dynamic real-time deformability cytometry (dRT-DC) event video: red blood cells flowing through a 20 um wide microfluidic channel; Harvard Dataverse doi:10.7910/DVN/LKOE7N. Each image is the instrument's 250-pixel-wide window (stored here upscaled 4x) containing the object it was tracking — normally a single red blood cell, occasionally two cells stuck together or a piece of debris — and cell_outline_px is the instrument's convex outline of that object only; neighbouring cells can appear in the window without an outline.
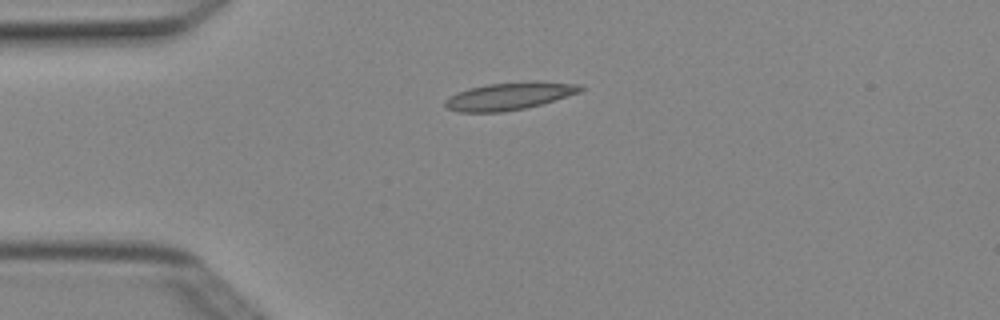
{"species": "Egyptian fruit bat (a non-hibernating species)", "species_latin": "Rousettus aegyptiacus", "temperature_condition": "cold", "stored_images_in_passage": 5, "camera_frame_rate_fps": 3000, "um_per_image_px": 0.085, "animal": {"sex": "female"}, "frame": {"image": 1, "passage_image": 2, "time_ms": 0.333, "image_size_px": [1000, 320], "cell_outline_px": [[584, 88], [580, 92], [540, 104], [524, 108], [504, 112], [460, 112], [448, 108], [444, 104], [444, 100], [456, 92], [468, 88], [488, 84], [532, 80], [536, 80], [580, 84]], "centroid_in_image_um": [43.29, 8.15], "position_along_channel_um": 41.7, "area_um2": 21.79}}
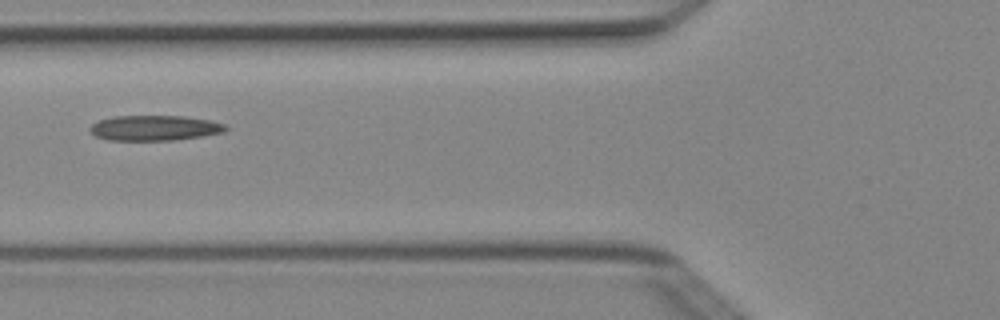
{"frame": {"image": 2, "passage_image": 4, "time_ms": 1.0, "image_size_px": [1000, 320], "cell_outline_px": [[228, 128], [224, 132], [176, 140], [108, 140], [96, 136], [88, 128], [92, 124], [100, 120], [112, 116], [184, 116], [212, 120], [224, 124]], "centroid_in_image_um": [13.15, 10.87], "position_along_channel_um": 112.7, "area_um2": 19.94}}
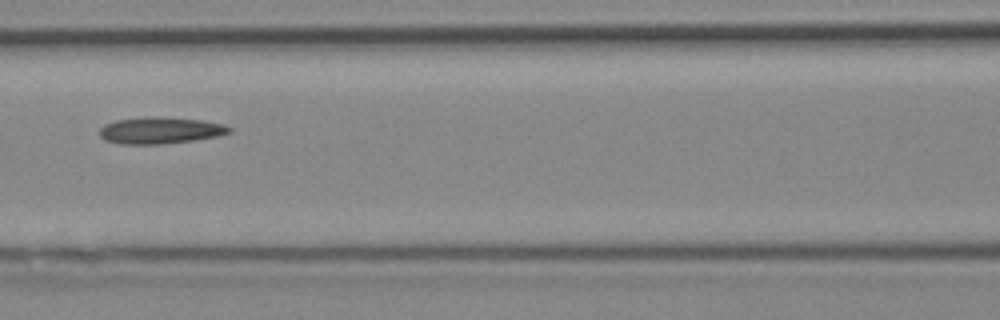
{"frame": {"image": 3, "passage_image": 5, "time_ms": 1.333, "image_size_px": [1000, 320], "cell_outline_px": [[232, 132], [220, 136], [164, 144], [120, 144], [104, 140], [100, 136], [100, 128], [104, 124], [116, 120], [144, 116], [152, 116], [204, 120], [224, 124], [232, 128]], "centroid_in_image_um": [13.63, 11.08], "position_along_channel_um": 153.0, "area_um2": 20.4}}